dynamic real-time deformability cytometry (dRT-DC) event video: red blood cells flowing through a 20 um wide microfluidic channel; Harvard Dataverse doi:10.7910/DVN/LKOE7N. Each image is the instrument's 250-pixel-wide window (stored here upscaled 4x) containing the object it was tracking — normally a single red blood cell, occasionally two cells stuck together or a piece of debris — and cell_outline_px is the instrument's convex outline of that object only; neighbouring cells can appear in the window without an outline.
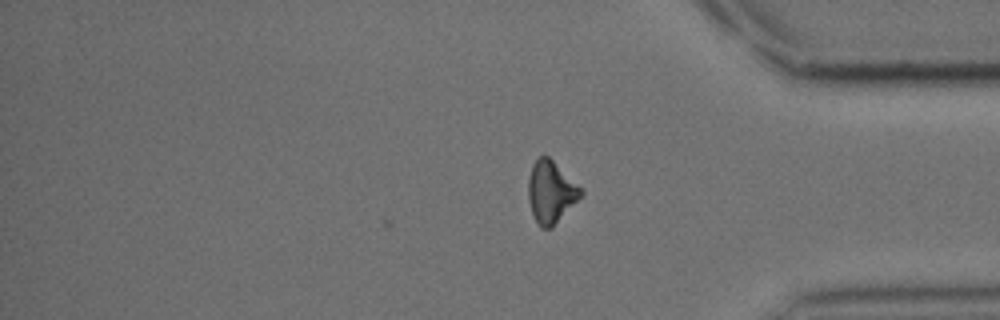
{"species": "common noctule bat (a hibernating species)", "species_latin": "Nyctalus noctula", "temperature_condition": "cold", "stored_images_in_passage": 31, "camera_frame_rate_fps": 3000, "um_per_image_px": 0.085, "animal": {"sex": "male", "body_mass_g": 15.6}, "frame": {"image": 1, "passage_image": 31, "time_ms": 10.0, "image_size_px": [1000, 320], "cell_outline_px": [[584, 192], [552, 228], [540, 228], [532, 212], [528, 200], [528, 180], [532, 164], [540, 156], [548, 156]], "centroid_in_image_um": [46.78, 16.33], "position_along_channel_um": 388.4, "area_um2": 18.5}}